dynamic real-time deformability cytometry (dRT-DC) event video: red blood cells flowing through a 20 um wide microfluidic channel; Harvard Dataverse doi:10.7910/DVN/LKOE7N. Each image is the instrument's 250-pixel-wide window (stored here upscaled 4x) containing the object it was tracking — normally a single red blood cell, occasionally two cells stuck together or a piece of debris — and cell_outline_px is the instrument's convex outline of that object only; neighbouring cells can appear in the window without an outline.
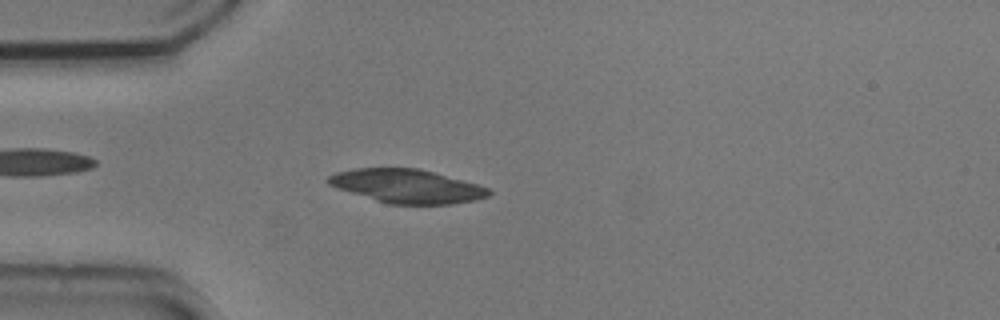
{"species": "common noctule bat (a hibernating species)", "species_latin": "Nyctalus noctula", "temperature_condition": "cold", "stored_images_in_passage": 46, "camera_frame_rate_fps": 3000, "um_per_image_px": 0.085, "animal": {"sex": "male", "body_mass_g": 20.5, "forearm_length_mm": 52.5}, "frame": {"image": 1, "passage_image": 14, "time_ms": 4.333, "image_size_px": [1000, 320], "cell_outline_px": [[492, 192], [488, 196], [476, 200], [452, 204], [388, 204], [328, 184], [324, 180], [328, 176], [336, 172], [352, 168], [420, 168], [476, 184], [488, 188]], "centroid_in_image_um": [34.59, 15.81], "position_along_channel_um": 50.4, "area_um2": 31.27}}